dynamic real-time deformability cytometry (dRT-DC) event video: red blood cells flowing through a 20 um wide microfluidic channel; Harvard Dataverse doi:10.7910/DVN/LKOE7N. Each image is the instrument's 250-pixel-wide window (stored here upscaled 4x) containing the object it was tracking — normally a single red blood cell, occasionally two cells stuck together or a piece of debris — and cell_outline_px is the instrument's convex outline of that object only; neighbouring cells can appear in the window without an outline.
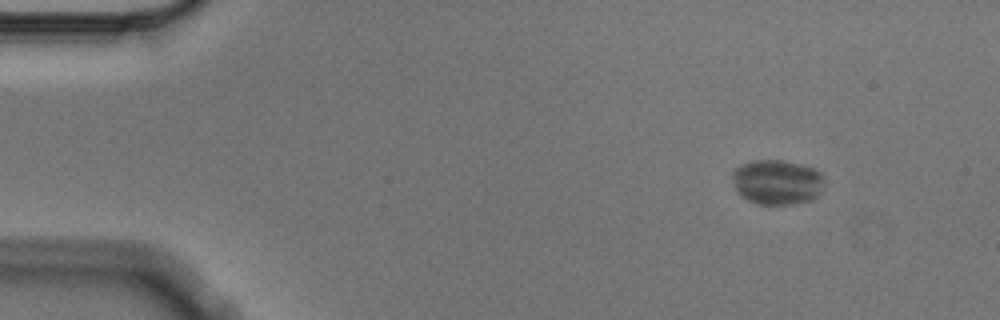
{"species": "Egyptian fruit bat (a non-hibernating species)", "species_latin": "Rousettus aegyptiacus", "temperature_condition": "cold", "stored_images_in_passage": 5, "camera_frame_rate_fps": 3000, "um_per_image_px": 0.085, "animal": {"sex": "male"}, "frame": {"image": 1, "passage_image": 1, "time_ms": 0.0, "image_size_px": [1000, 320], "cell_outline_px": [[824, 180], [816, 196], [812, 200], [788, 204], [756, 204], [748, 200], [736, 188], [732, 176], [732, 172], [740, 164], [752, 160], [780, 160], [800, 164], [816, 168], [820, 172]], "centroid_in_image_um": [66.05, 15.46], "position_along_channel_um": 19.0, "area_um2": 23.81}}
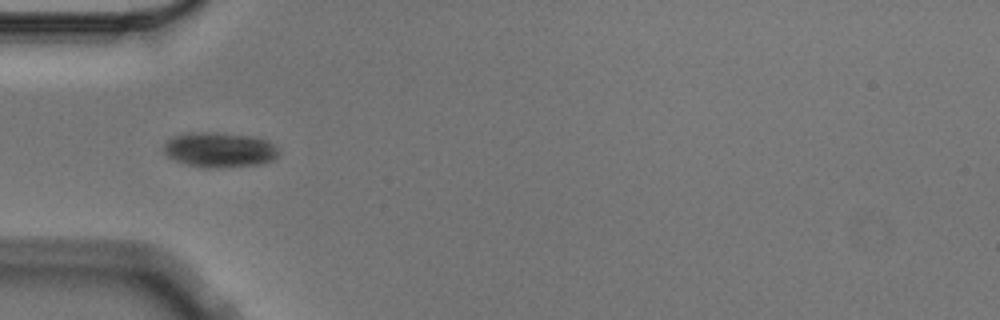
{"frame": {"image": 2, "passage_image": 4, "time_ms": 1.0, "image_size_px": [1000, 320], "cell_outline_px": [[280, 152], [272, 160], [260, 164], [208, 168], [188, 164], [176, 160], [168, 156], [164, 152], [164, 144], [168, 140], [184, 132], [212, 132], [252, 136], [268, 140]], "centroid_in_image_um": [18.66, 12.72], "position_along_channel_um": 66.3, "area_um2": 23.18}}
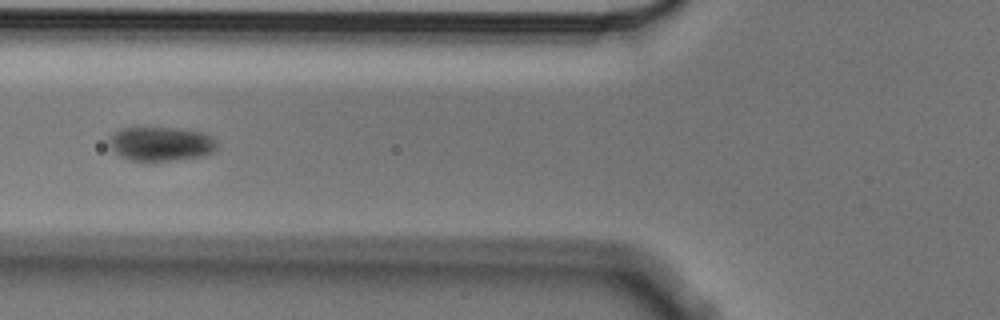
{"frame": {"image": 3, "passage_image": 5, "time_ms": 1.333, "image_size_px": [1000, 320], "cell_outline_px": [[216, 148], [212, 152], [204, 156], [172, 160], [128, 160], [120, 156], [108, 144], [108, 140], [120, 128], [176, 128], [204, 132], [212, 136], [216, 140]], "centroid_in_image_um": [13.7, 12.22], "position_along_channel_um": 112.1, "area_um2": 21.33}}